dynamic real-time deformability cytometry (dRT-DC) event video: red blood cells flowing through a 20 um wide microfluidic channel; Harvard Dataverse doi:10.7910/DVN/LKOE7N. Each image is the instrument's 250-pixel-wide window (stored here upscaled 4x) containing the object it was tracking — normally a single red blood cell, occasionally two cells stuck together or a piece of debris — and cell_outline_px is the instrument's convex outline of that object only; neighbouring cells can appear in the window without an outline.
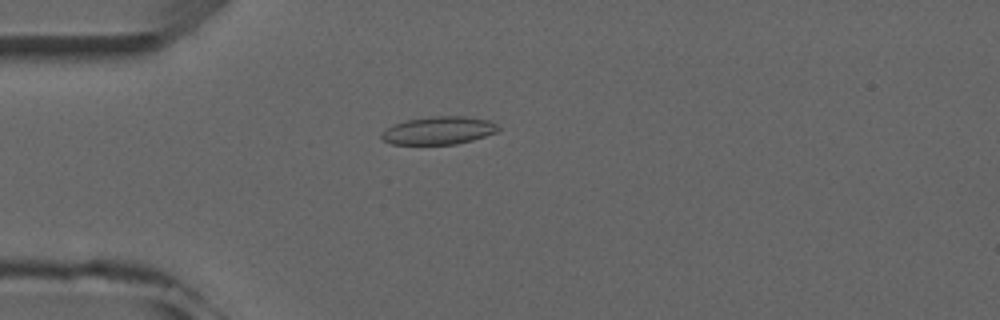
{"species": "common noctule bat (a hibernating species)", "species_latin": "Nyctalus noctula", "temperature_condition": "room temperature", "stored_images_in_passage": 4, "camera_frame_rate_fps": 3000, "um_per_image_px": 0.085, "animal": {"sex": "male", "forearm_length_mm": 52.5}, "frame": {"image": 1, "passage_image": 4, "time_ms": 3.333, "image_size_px": [1000, 320], "cell_outline_px": [[500, 128], [496, 132], [472, 140], [456, 144], [392, 144], [380, 140], [380, 132], [396, 124], [408, 120], [432, 116], [464, 116], [488, 120], [496, 124]], "centroid_in_image_um": [37.26, 11.1], "position_along_channel_um": 47.7, "area_um2": 18.84}}